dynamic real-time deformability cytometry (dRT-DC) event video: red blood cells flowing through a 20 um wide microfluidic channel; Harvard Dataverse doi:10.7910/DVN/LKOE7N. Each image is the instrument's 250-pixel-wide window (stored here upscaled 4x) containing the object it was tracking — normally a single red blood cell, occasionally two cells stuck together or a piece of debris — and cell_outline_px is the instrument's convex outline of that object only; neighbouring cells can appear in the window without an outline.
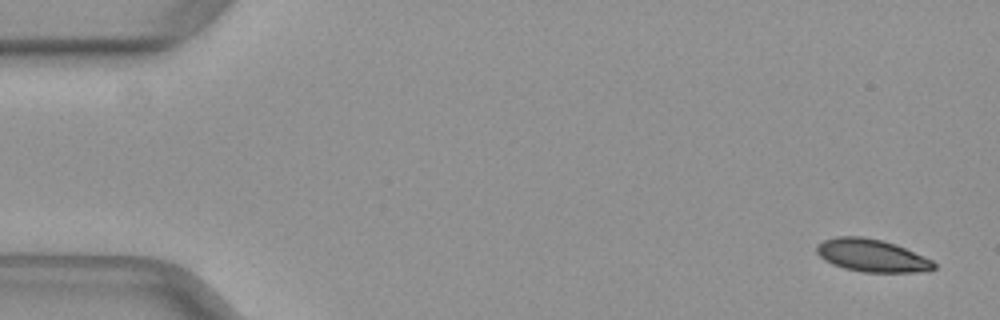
{"species": "common noctule bat (a hibernating species)", "species_latin": "Nyctalus noctula", "temperature_condition": "warm", "stored_images_in_passage": 50, "camera_frame_rate_fps": 3000, "um_per_image_px": 0.085, "animal": {"sex": "female", "body_mass_g": 29.2, "forearm_length_mm": 56.3}, "frame": {"image": 1, "passage_image": 1, "time_ms": 0.0, "image_size_px": [1000, 320], "cell_outline_px": [[936, 268], [928, 272], [864, 272], [844, 268], [832, 264], [824, 260], [816, 252], [816, 244], [824, 240], [836, 236], [864, 236], [884, 240], [896, 244], [924, 256], [932, 260], [936, 264]], "centroid_in_image_um": [74.12, 21.71], "position_along_channel_um": 10.9, "area_um2": 22.6}}
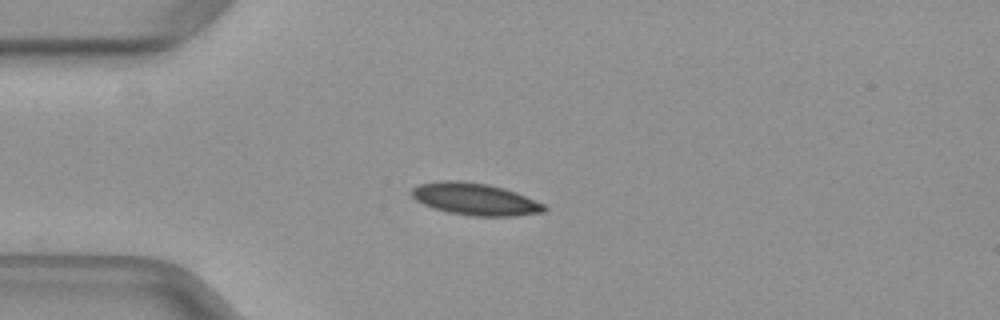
{"frame": {"image": 2, "passage_image": 12, "time_ms": 3.667, "image_size_px": [1000, 320], "cell_outline_px": [[548, 208], [544, 212], [516, 216], [472, 216], [448, 212], [432, 208], [416, 200], [408, 192], [412, 188], [420, 184], [436, 180], [460, 180], [488, 184], [504, 188], [516, 192], [544, 204]], "centroid_in_image_um": [40.35, 16.92], "position_along_channel_um": 44.6, "area_um2": 25.03}}
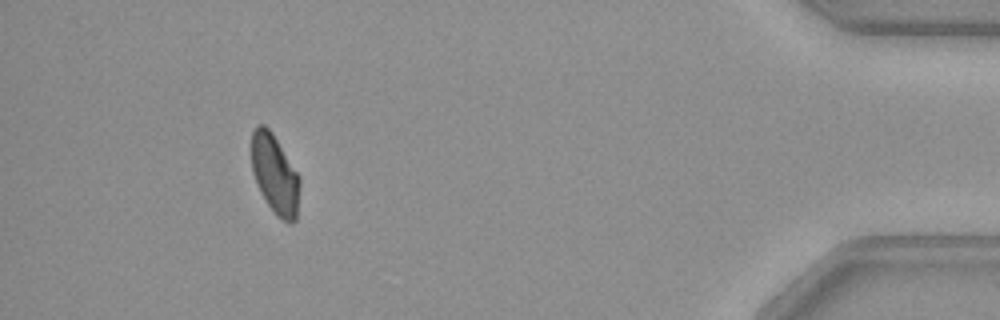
{"frame": {"image": 3, "passage_image": 45, "time_ms": 14.667, "image_size_px": [1000, 320], "cell_outline_px": [[300, 184], [296, 220], [292, 224], [276, 216], [268, 204], [252, 172], [252, 132], [256, 124], [264, 124], [272, 132], [300, 176]], "centroid_in_image_um": [23.38, 14.8], "position_along_channel_um": 411.8, "area_um2": 22.14}}